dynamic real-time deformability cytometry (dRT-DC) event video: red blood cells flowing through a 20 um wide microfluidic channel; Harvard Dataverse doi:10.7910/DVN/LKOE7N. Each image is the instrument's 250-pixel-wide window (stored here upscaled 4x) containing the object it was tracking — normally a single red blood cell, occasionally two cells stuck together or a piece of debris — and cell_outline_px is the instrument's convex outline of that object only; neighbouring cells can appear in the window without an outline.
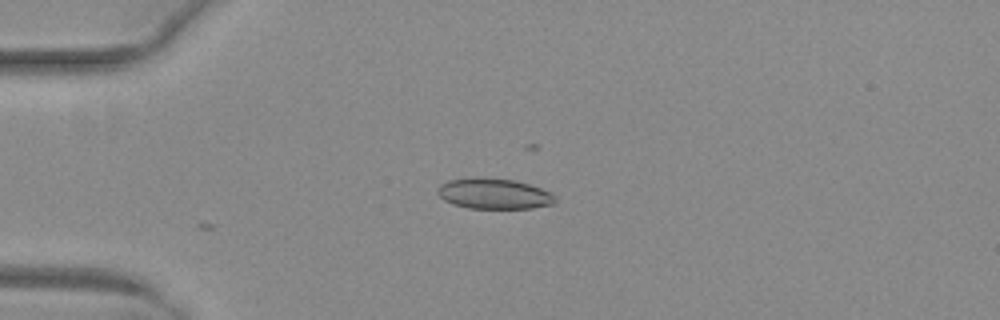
{"species": "common noctule bat (a hibernating species)", "species_latin": "Nyctalus noctula", "temperature_condition": "warm", "stored_images_in_passage": 3, "camera_frame_rate_fps": 3000, "um_per_image_px": 0.085, "animal": {"sex": "female", "body_mass_g": 29.2, "forearm_length_mm": 56.3}, "frame": {"image": 1, "passage_image": 1, "time_ms": 0.0, "image_size_px": [1000, 320], "cell_outline_px": [[556, 200], [552, 204], [532, 208], [468, 208], [452, 204], [444, 200], [436, 192], [436, 188], [440, 184], [448, 180], [476, 176], [480, 176], [512, 180], [528, 184], [552, 192], [556, 196]], "centroid_in_image_um": [41.95, 16.45], "position_along_channel_um": 43.1, "area_um2": 21.21}}